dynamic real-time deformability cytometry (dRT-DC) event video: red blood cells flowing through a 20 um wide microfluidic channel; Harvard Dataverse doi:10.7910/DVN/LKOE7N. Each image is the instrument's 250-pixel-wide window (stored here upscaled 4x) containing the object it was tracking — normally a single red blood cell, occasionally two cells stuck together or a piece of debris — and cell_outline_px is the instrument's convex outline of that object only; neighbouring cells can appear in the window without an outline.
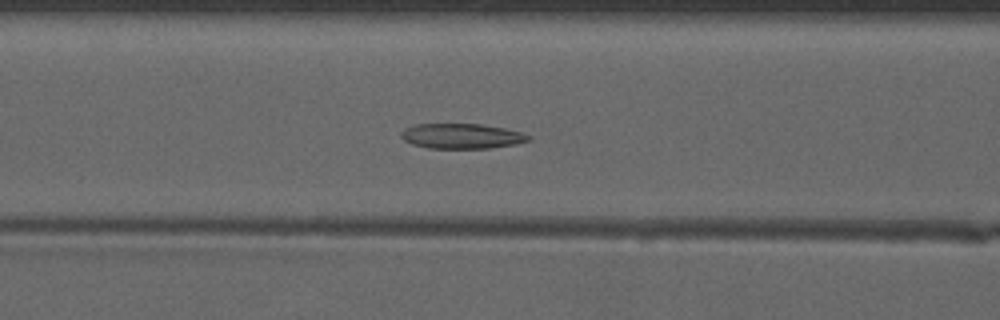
{"species": "common noctule bat (a hibernating species)", "species_latin": "Nyctalus noctula", "temperature_condition": "warm", "stored_images_in_passage": 43, "camera_frame_rate_fps": 3000, "um_per_image_px": 0.085, "animal": {"sex": "male", "forearm_length_mm": 52.5}, "frame": {"image": 1, "passage_image": 21, "time_ms": 6.667, "image_size_px": [1000, 320], "cell_outline_px": [[532, 136], [528, 140], [516, 144], [488, 148], [428, 148], [412, 144], [404, 140], [400, 136], [400, 132], [404, 128], [416, 124], [480, 124], [504, 128], [520, 132]], "centroid_in_image_um": [39.2, 11.56], "position_along_channel_um": 127.4, "area_um2": 18.55}}
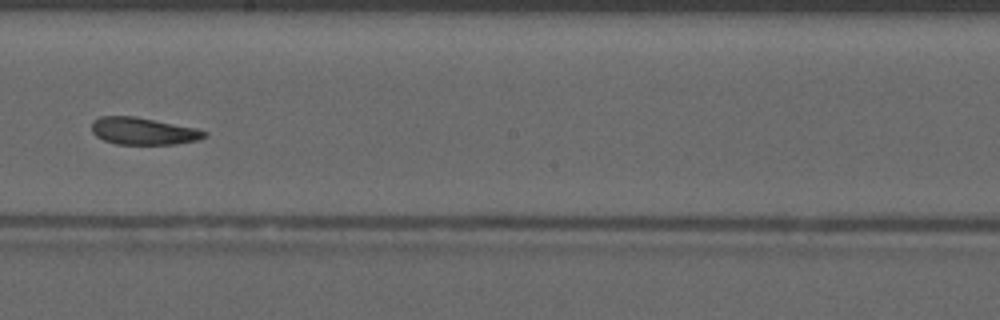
{"frame": {"image": 2, "passage_image": 29, "time_ms": 9.333, "image_size_px": [1000, 320], "cell_outline_px": [[208, 136], [200, 140], [172, 144], [116, 144], [104, 140], [96, 136], [92, 132], [92, 120], [100, 116], [136, 116], [196, 128], [208, 132]], "centroid_in_image_um": [12.19, 11.14], "position_along_channel_um": 236.0, "area_um2": 17.98}}
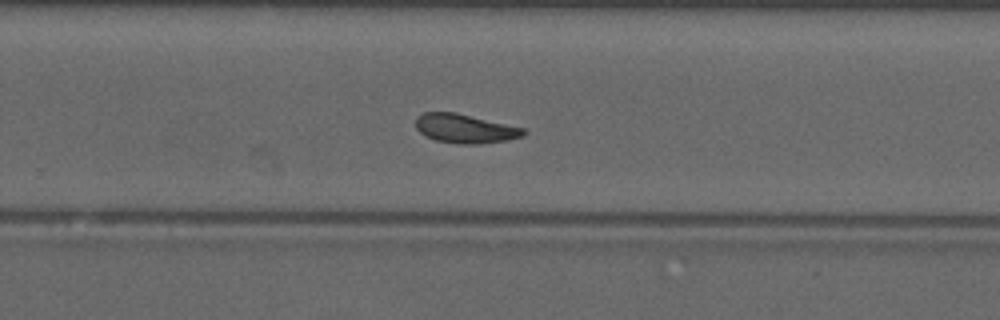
{"frame": {"image": 3, "passage_image": 33, "time_ms": 10.667, "image_size_px": [1000, 320], "cell_outline_px": [[528, 132], [524, 136], [508, 140], [480, 144], [460, 144], [436, 140], [420, 132], [416, 128], [416, 116], [424, 112], [452, 112], [524, 128]], "centroid_in_image_um": [39.54, 10.94], "position_along_channel_um": 290.3, "area_um2": 18.03}, "authors_computed_cell_mechanics": {"area_um2": 19.0162, "velocity_mm_per_s": 4.0937, "shape_relaxation_time_tau1_ms": null, "shape_relaxation_time_tau2_ms": 2.9428, "deformation_change_tau1": null, "deformation_change_tau2": 0.1018}}